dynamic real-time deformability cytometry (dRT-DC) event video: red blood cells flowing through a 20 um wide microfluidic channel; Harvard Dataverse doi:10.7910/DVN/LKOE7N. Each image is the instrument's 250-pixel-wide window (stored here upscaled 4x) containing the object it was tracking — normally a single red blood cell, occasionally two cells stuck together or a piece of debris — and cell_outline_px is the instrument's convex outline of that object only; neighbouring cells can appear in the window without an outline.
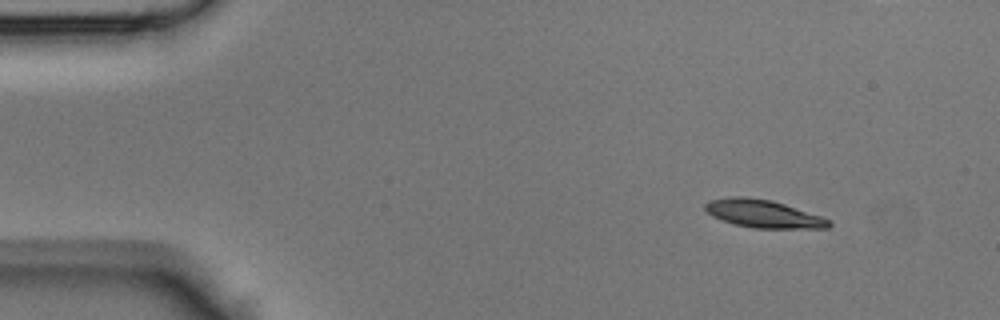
{"species": "Egyptian fruit bat (a non-hibernating species)", "species_latin": "Rousettus aegyptiacus", "temperature_condition": "room temperature", "stored_images_in_passage": 41, "camera_frame_rate_fps": 3000, "um_per_image_px": 0.085, "animal": {"sex": "male"}, "frame": {"image": 1, "passage_image": 1, "time_ms": 0.0, "image_size_px": [1000, 320], "cell_outline_px": [[832, 224], [828, 228], [752, 228], [736, 224], [712, 216], [704, 208], [704, 204], [708, 200], [732, 196], [744, 196], [772, 200], [820, 216], [828, 220]], "centroid_in_image_um": [64.84, 18.16], "position_along_channel_um": 20.2, "area_um2": 19.88}}
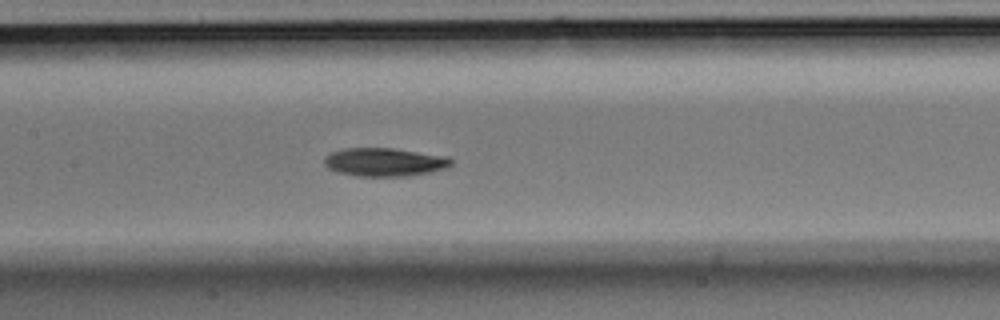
{"frame": {"image": 2, "passage_image": 17, "time_ms": 5.333, "image_size_px": [1000, 320], "cell_outline_px": [[452, 164], [444, 168], [428, 172], [408, 176], [360, 176], [336, 172], [328, 168], [324, 164], [324, 156], [332, 152], [344, 148], [392, 148], [448, 156], [452, 160]], "centroid_in_image_um": [32.65, 13.77], "position_along_channel_um": 174.7, "area_um2": 20.92}}
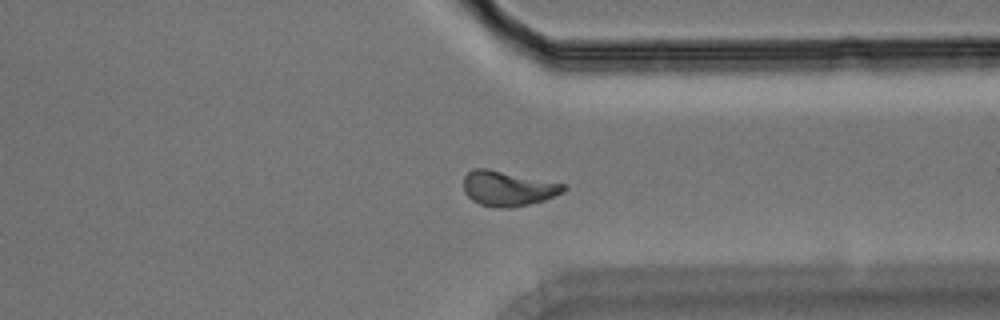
{"frame": {"image": 3, "passage_image": 30, "time_ms": 9.667, "image_size_px": [1000, 320], "cell_outline_px": [[568, 188], [564, 192], [544, 200], [512, 208], [500, 208], [480, 204], [472, 200], [464, 192], [464, 176], [472, 168], [488, 168], [568, 184]], "centroid_in_image_um": [43.2, 16.0], "position_along_channel_um": 368.2, "area_um2": 20.69}}